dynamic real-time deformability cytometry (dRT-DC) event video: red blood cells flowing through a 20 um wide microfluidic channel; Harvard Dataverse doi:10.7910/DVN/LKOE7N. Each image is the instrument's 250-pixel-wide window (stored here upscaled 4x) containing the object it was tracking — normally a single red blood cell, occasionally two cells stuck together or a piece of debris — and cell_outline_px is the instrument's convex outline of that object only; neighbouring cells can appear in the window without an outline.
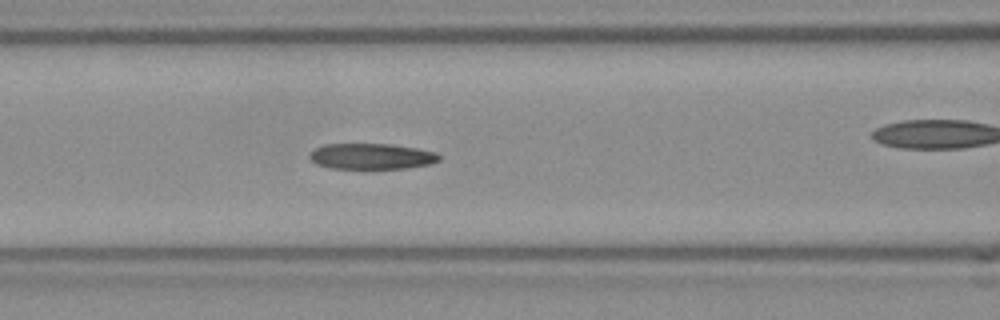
{"species": "Egyptian fruit bat (a non-hibernating species)", "species_latin": "Rousettus aegyptiacus", "temperature_condition": "room temperature", "stored_images_in_passage": 46, "camera_frame_rate_fps": 3000, "um_per_image_px": 0.085, "frame": {"image": 1, "passage_image": 14, "time_ms": 4.333, "image_size_px": [1000, 320], "cell_outline_px": [[440, 160], [432, 164], [404, 168], [328, 168], [316, 164], [308, 156], [316, 148], [324, 144], [392, 144], [416, 148], [436, 152], [440, 156]], "centroid_in_image_um": [31.6, 13.28], "position_along_channel_um": 135.0, "area_um2": 19.42}}
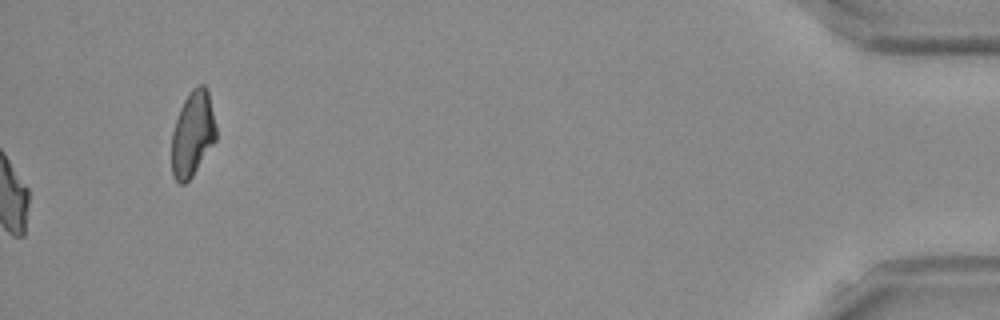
{"frame": {"image": 2, "passage_image": 46, "time_ms": 15.0, "image_size_px": [1000, 320], "cell_outline_px": [[216, 140], [192, 176], [184, 184], [180, 184], [172, 176], [172, 132], [180, 108], [184, 100], [192, 88], [200, 84], [204, 84], [208, 88], [216, 128]], "centroid_in_image_um": [16.37, 11.36], "position_along_channel_um": 418.8, "area_um2": 22.02}, "authors_computed_cell_mechanics": {"area_um2": 20.3745, "velocity_mm_per_s": 3.8582, "shape_relaxation_time_tau1_ms": 7.2377, "shape_relaxation_time_tau2_ms": 3.7674, "deformation_change_tau1": 0.1932, "deformation_change_tau2": 0.1195}}